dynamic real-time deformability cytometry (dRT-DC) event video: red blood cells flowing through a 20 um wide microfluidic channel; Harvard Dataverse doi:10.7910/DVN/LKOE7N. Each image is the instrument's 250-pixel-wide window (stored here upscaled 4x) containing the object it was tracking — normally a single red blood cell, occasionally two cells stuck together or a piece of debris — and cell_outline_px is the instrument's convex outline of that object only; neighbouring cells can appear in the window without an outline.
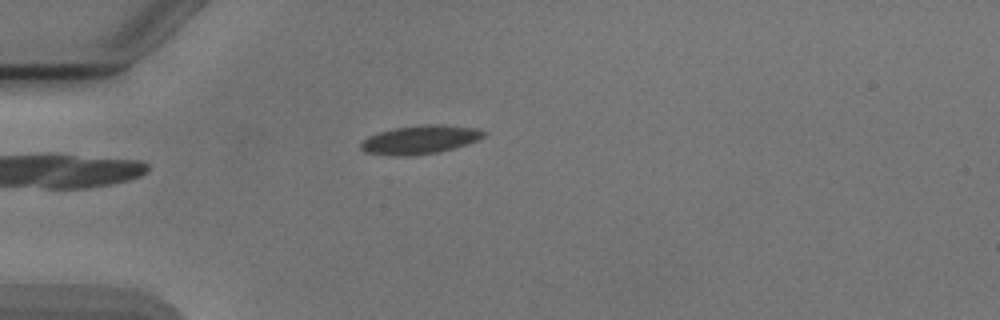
{"species": "Egyptian fruit bat (a non-hibernating species)", "species_latin": "Rousettus aegyptiacus", "temperature_condition": "cold", "stored_images_in_passage": 4, "camera_frame_rate_fps": 3000, "um_per_image_px": 0.085, "animal": {"sex": "male"}, "frame": {"image": 1, "passage_image": 4, "time_ms": 4.333, "image_size_px": [1000, 320], "cell_outline_px": [[488, 132], [484, 136], [476, 140], [440, 152], [408, 156], [388, 156], [364, 152], [360, 148], [360, 144], [368, 136], [380, 132], [396, 128], [424, 124], [440, 124], [476, 128]], "centroid_in_image_um": [35.67, 11.88], "position_along_channel_um": 49.3, "area_um2": 20.4}}